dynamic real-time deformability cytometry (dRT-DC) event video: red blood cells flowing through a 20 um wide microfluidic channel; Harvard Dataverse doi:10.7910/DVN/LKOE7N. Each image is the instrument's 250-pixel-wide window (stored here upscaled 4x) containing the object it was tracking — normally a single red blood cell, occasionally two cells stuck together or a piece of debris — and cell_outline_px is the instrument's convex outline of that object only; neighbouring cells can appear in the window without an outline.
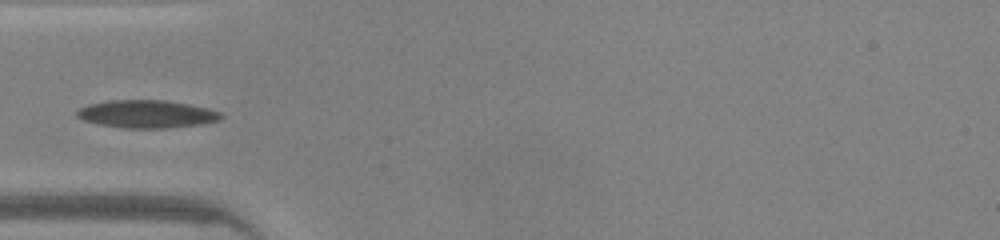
{"species": "common noctule bat (a hibernating species)", "species_latin": "Nyctalus noctula", "temperature_condition": "warm", "stored_images_in_passage": 35, "camera_frame_rate_fps": 3000, "um_per_image_px": 0.085, "animal": {"sex": "male", "body_mass_g": 20.0, "forearm_length_mm": 53.3}, "frame": {"image": 1, "passage_image": 1, "time_ms": 0.0, "image_size_px": [1000, 240], "cell_outline_px": [[224, 116], [220, 120], [200, 124], [168, 128], [124, 128], [100, 124], [84, 120], [76, 116], [76, 112], [80, 108], [88, 104], [108, 100], [164, 100], [188, 104], [208, 108], [220, 112]], "centroid_in_image_um": [12.48, 9.69], "position_along_channel_um": 72.5, "area_um2": 23.29}}
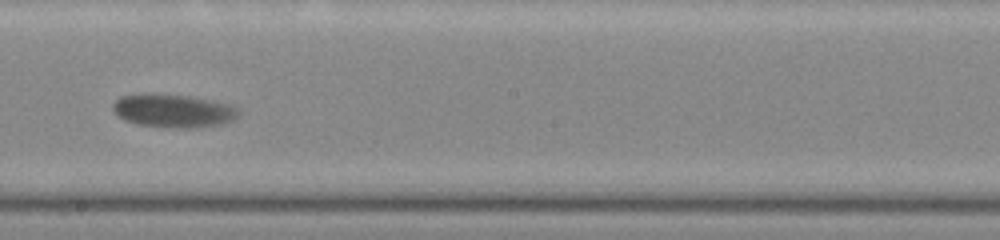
{"frame": {"image": 2, "passage_image": 13, "time_ms": 4.0, "image_size_px": [1000, 240], "cell_outline_px": [[240, 112], [232, 120], [220, 124], [192, 128], [176, 128], [136, 124], [120, 116], [112, 108], [112, 104], [120, 96], [188, 96], [232, 104]], "centroid_in_image_um": [14.79, 9.45], "position_along_channel_um": 233.4, "area_um2": 23.35}}
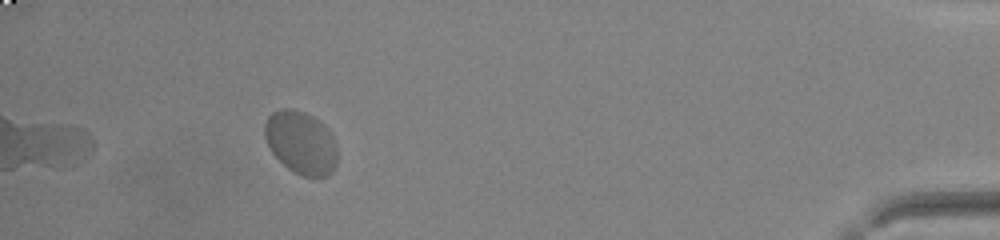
{"frame": {"image": 3, "passage_image": 31, "time_ms": 10.0, "image_size_px": [1000, 240], "cell_outline_px": [[336, 164], [332, 172], [328, 176], [304, 176], [288, 168], [272, 152], [264, 136], [264, 124], [268, 116], [272, 112], [280, 108], [292, 108], [304, 112], [312, 116], [324, 124], [328, 128], [336, 144]], "centroid_in_image_um": [25.58, 12.09], "position_along_channel_um": 409.6, "area_um2": 26.59}}